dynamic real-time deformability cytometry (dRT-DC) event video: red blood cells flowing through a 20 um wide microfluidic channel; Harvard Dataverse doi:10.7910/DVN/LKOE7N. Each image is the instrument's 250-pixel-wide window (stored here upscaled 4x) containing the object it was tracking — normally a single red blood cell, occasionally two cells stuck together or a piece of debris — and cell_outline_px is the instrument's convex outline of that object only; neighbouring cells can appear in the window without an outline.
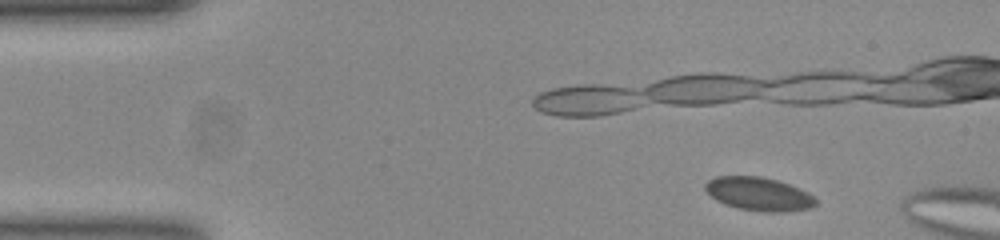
{"species": "common noctule bat (a hibernating species)", "species_latin": "Nyctalus noctula", "temperature_condition": "room temperature", "stored_images_in_passage": 10, "camera_frame_rate_fps": 3000, "um_per_image_px": 0.085, "animal": {"sex": "female", "body_mass_g": 23.0, "forearm_length_mm": 53.4}, "frame": {"image": 1, "passage_image": 4, "time_ms": 1.0, "image_size_px": [1000, 240], "cell_outline_px": [[816, 204], [812, 208], [780, 212], [764, 212], [740, 208], [716, 200], [704, 188], [704, 184], [708, 180], [716, 176], [760, 176], [776, 180], [788, 184], [808, 192], [816, 200]], "centroid_in_image_um": [64.5, 16.48], "position_along_channel_um": 20.5, "area_um2": 21.27}}